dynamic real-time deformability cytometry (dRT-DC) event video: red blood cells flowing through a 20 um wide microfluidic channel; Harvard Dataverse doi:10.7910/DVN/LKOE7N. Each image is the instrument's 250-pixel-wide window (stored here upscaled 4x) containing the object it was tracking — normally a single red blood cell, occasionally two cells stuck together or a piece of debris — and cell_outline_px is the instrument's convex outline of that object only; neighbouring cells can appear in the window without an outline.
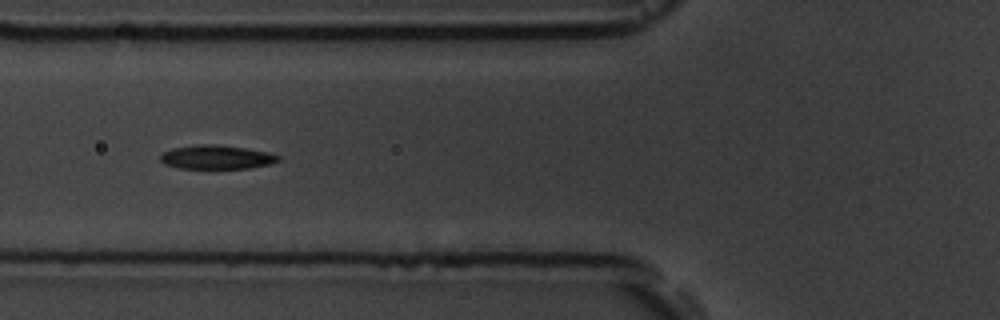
{"species": "common noctule bat (a hibernating species)", "species_latin": "Nyctalus noctula", "temperature_condition": "room temperature", "stored_images_in_passage": 16, "camera_frame_rate_fps": 3000, "um_per_image_px": 0.085, "animal": {"sex": "male", "body_mass_g": 19.5, "forearm_length_mm": 54.6}, "frame": {"image": 1, "passage_image": 7, "time_ms": 7.667, "image_size_px": [1000, 320], "cell_outline_px": [[280, 160], [272, 164], [248, 168], [180, 168], [164, 164], [160, 160], [160, 156], [164, 152], [172, 148], [200, 144], [212, 144], [244, 148], [268, 152], [280, 156]], "centroid_in_image_um": [18.42, 13.36], "position_along_channel_um": 107.4, "area_um2": 16.3}}